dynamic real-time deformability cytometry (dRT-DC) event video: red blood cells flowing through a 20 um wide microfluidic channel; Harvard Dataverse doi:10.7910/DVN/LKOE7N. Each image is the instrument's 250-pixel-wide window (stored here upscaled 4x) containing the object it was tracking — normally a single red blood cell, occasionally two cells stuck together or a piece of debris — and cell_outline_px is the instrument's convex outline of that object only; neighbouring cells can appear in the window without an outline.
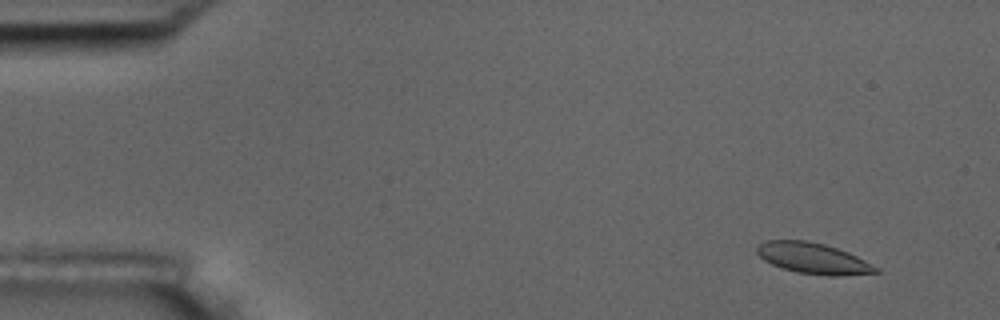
{"species": "common noctule bat (a hibernating species)", "species_latin": "Nyctalus noctula", "temperature_condition": "room temperature", "stored_images_in_passage": 6, "camera_frame_rate_fps": 3000, "um_per_image_px": 0.085, "animal": {"sex": "male", "body_mass_g": 17.5, "forearm_length_mm": 52.3}, "frame": {"image": 1, "passage_image": 2, "time_ms": 0.333, "image_size_px": [1000, 320], "cell_outline_px": [[880, 272], [844, 276], [828, 276], [796, 272], [780, 268], [764, 260], [756, 252], [756, 248], [764, 240], [804, 240], [824, 244], [848, 252], [880, 268]], "centroid_in_image_um": [69.12, 21.97], "position_along_channel_um": 15.9, "area_um2": 21.5}}
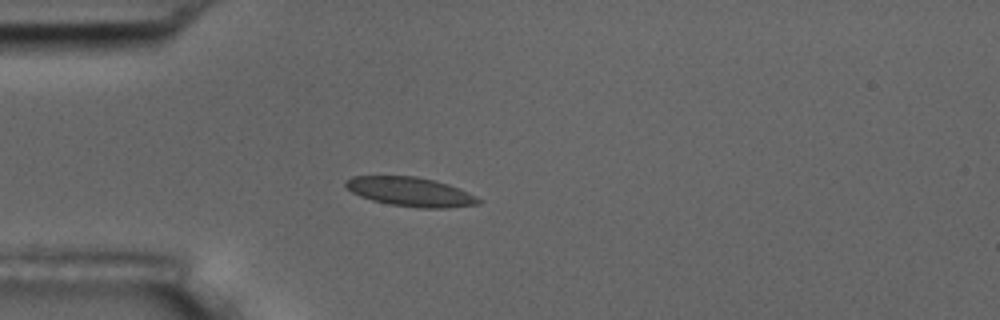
{"frame": {"image": 2, "passage_image": 5, "time_ms": 1.333, "image_size_px": [1000, 320], "cell_outline_px": [[480, 204], [448, 208], [420, 208], [392, 204], [372, 200], [360, 196], [352, 192], [344, 184], [344, 180], [352, 176], [416, 176], [448, 184], [460, 188], [476, 196], [480, 200]], "centroid_in_image_um": [34.89, 16.3], "position_along_channel_um": 50.1, "area_um2": 22.48}}